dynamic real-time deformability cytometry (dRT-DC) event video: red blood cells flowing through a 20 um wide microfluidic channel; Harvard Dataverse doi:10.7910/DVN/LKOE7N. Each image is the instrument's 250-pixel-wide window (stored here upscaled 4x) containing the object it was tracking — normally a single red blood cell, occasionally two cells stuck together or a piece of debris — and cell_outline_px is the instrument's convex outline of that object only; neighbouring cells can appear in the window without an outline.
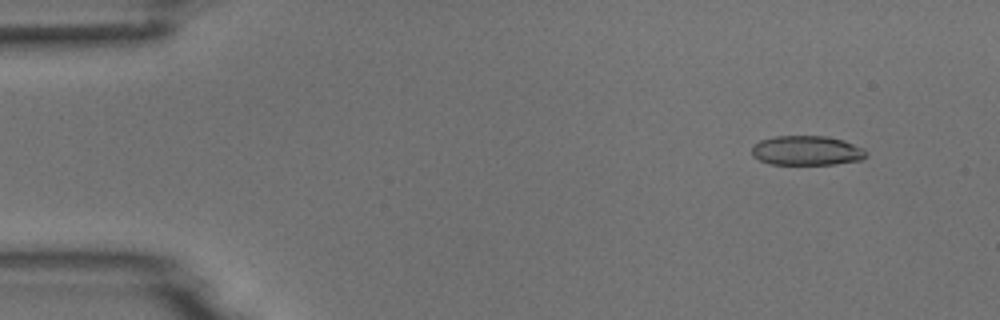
{"species": "common noctule bat (a hibernating species)", "species_latin": "Nyctalus noctula", "temperature_condition": "room temperature", "stored_images_in_passage": 5, "camera_frame_rate_fps": 3000, "um_per_image_px": 0.085, "animal": {"sex": "male", "body_mass_g": 18.8}, "frame": {"image": 1, "passage_image": 2, "time_ms": 0.333, "image_size_px": [1000, 320], "cell_outline_px": [[868, 156], [860, 160], [836, 164], [768, 164], [752, 156], [752, 144], [760, 140], [776, 136], [828, 136], [844, 140], [864, 148]], "centroid_in_image_um": [68.57, 12.79], "position_along_channel_um": 16.4, "area_um2": 19.88}}
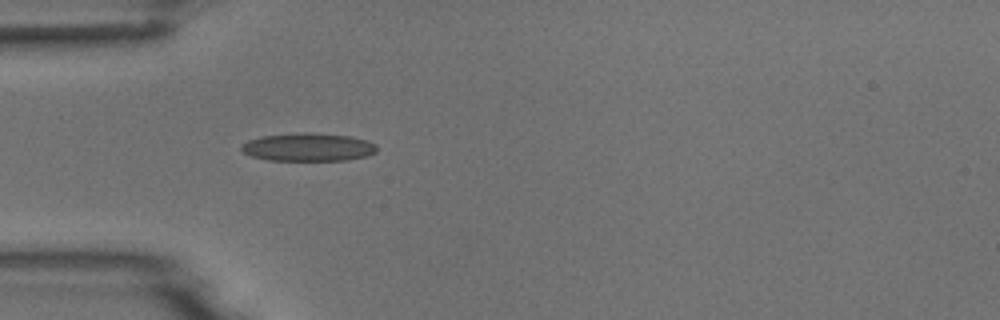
{"frame": {"image": 2, "passage_image": 5, "time_ms": 1.333, "image_size_px": [1000, 320], "cell_outline_px": [[376, 152], [368, 156], [348, 160], [268, 160], [252, 156], [244, 152], [240, 148], [248, 140], [260, 136], [304, 132], [308, 132], [348, 136], [368, 140], [376, 144]], "centroid_in_image_um": [26.22, 12.5], "position_along_channel_um": 58.8, "area_um2": 22.14}}